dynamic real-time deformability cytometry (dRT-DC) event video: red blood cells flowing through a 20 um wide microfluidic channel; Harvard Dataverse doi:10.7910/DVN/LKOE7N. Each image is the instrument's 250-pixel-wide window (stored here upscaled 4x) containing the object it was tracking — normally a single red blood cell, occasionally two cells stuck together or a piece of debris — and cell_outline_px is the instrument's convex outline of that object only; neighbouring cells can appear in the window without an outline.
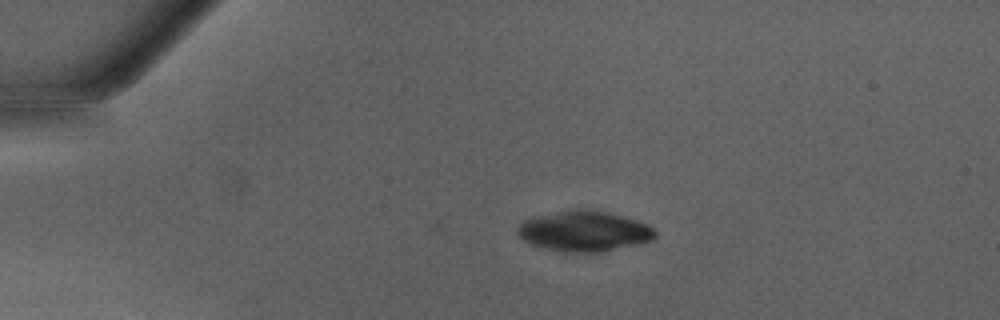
{"species": "Egyptian fruit bat (a non-hibernating species)", "species_latin": "Rousettus aegyptiacus", "temperature_condition": "warm", "stored_images_in_passage": 37, "camera_frame_rate_fps": 3000, "um_per_image_px": 0.085, "animal": {"sex": "male"}, "frame": {"image": 1, "passage_image": 1, "time_ms": 0.0, "image_size_px": [1000, 320], "cell_outline_px": [[656, 236], [652, 240], [636, 244], [600, 252], [564, 252], [544, 248], [532, 244], [524, 240], [516, 232], [516, 228], [524, 220], [532, 216], [568, 208], [580, 208], [608, 212], [624, 216], [648, 224], [656, 232]], "centroid_in_image_um": [49.61, 19.62], "position_along_channel_um": 35.4, "area_um2": 32.71}}